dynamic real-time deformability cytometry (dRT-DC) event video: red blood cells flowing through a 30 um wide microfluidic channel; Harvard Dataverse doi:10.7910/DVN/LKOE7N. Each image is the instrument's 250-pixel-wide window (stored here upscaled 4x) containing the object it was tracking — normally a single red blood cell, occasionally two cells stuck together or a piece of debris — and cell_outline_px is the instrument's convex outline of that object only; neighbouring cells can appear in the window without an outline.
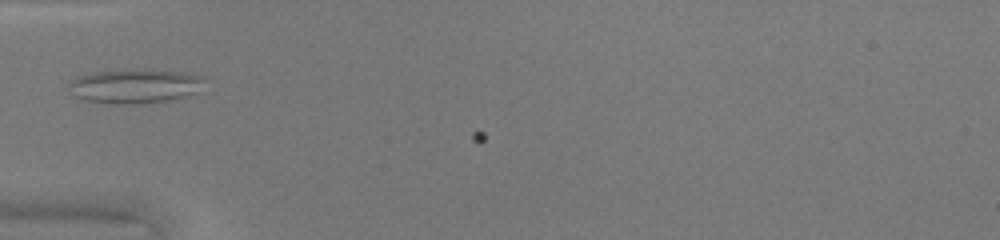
{"species": "common noctule bat (a hibernating species)", "species_latin": "Nyctalus noctula", "temperature_condition": "warm", "stored_images_in_passage": 18, "camera_frame_rate_fps": 3000, "um_per_image_px": 0.085, "animal": {"sex": "female", "body_mass_g": 20.0, "forearm_length_mm": 54.0}, "frame": {"image": 1, "passage_image": 17, "time_ms": 5.333, "image_size_px": [1000, 240], "cell_outline_px": [[204, 80], [200, 92], [188, 96], [168, 100], [136, 104], [116, 104], [84, 100], [72, 96], [64, 84], [76, 76], [92, 72], [124, 68], [152, 68], [184, 72], [200, 76]], "centroid_in_image_um": [11.4, 7.29], "position_along_channel_um": 73.6, "area_um2": 28.26}}